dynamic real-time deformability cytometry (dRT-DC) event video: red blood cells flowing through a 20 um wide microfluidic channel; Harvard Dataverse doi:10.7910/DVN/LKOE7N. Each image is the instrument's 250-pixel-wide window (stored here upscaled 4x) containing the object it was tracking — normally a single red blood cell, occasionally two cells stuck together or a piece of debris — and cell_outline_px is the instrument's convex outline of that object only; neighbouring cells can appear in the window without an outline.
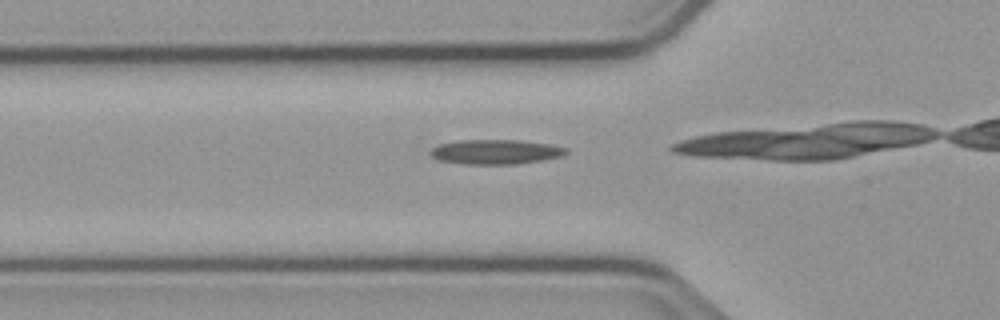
{"species": "common noctule bat (a hibernating species)", "species_latin": "Nyctalus noctula", "temperature_condition": "cold", "stored_images_in_passage": 31, "camera_frame_rate_fps": 3000, "um_per_image_px": 0.085, "animal": {"sex": "male", "body_mass_g": 23.1, "forearm_length_mm": 52.7}, "frame": {"image": 1, "passage_image": 8, "time_ms": 2.333, "image_size_px": [1000, 320], "cell_outline_px": [[568, 152], [564, 156], [544, 160], [516, 164], [464, 164], [440, 160], [432, 156], [428, 152], [432, 148], [440, 144], [460, 140], [520, 140], [552, 144], [564, 148]], "centroid_in_image_um": [42.15, 12.91], "position_along_channel_um": 83.6, "area_um2": 19.54}}
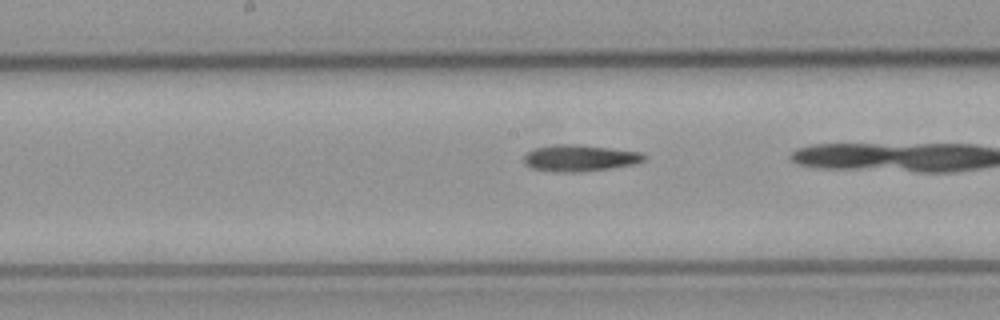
{"frame": {"image": 2, "passage_image": 17, "time_ms": 5.333, "image_size_px": [1000, 320], "cell_outline_px": [[644, 160], [632, 164], [612, 168], [576, 172], [556, 172], [532, 168], [524, 164], [524, 156], [528, 152], [536, 148], [560, 144], [580, 144], [640, 152], [644, 156]], "centroid_in_image_um": [49.25, 13.43], "position_along_channel_um": 199.0, "area_um2": 18.32}}
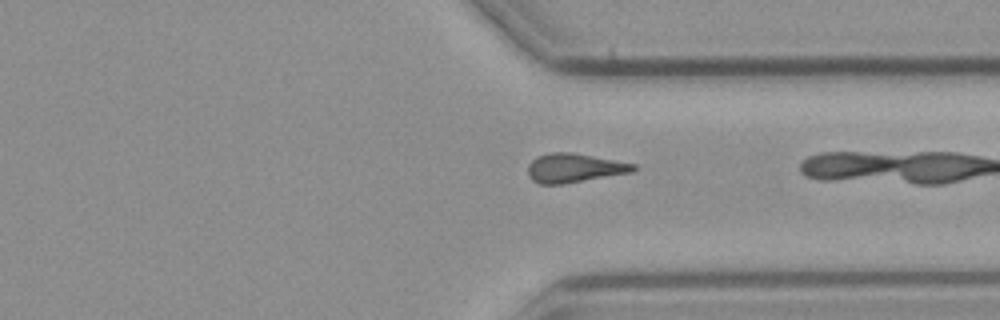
{"frame": {"image": 3, "passage_image": 30, "time_ms": 9.667, "image_size_px": [1000, 320], "cell_outline_px": [[636, 168], [632, 172], [560, 184], [540, 184], [532, 180], [528, 176], [528, 164], [536, 156], [552, 152], [568, 152], [636, 164]], "centroid_in_image_um": [48.76, 14.28], "position_along_channel_um": 362.6, "area_um2": 17.51}}